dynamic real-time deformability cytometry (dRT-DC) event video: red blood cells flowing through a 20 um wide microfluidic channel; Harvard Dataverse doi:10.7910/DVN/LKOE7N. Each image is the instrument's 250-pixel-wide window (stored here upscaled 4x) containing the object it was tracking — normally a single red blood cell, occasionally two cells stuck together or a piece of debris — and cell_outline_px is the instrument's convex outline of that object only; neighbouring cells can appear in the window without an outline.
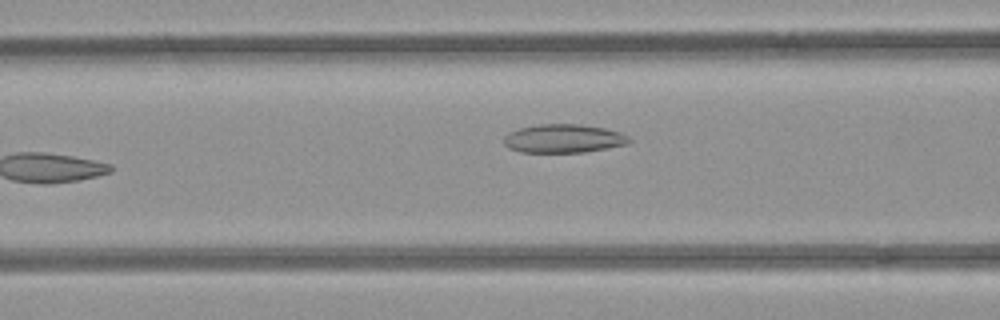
{"species": "common noctule bat (a hibernating species)", "species_latin": "Nyctalus noctula", "temperature_condition": "room temperature", "stored_images_in_passage": 22, "camera_frame_rate_fps": 3000, "um_per_image_px": 0.085, "animal": {"sex": "female", "body_mass_g": 21.9}, "frame": {"image": 1, "passage_image": 7, "time_ms": 2.0, "image_size_px": [1000, 320], "cell_outline_px": [[632, 140], [628, 144], [584, 152], [520, 152], [508, 148], [504, 144], [504, 136], [508, 132], [520, 128], [540, 124], [580, 124], [604, 128], [620, 132], [628, 136]], "centroid_in_image_um": [47.89, 11.77], "position_along_channel_um": 118.7, "area_um2": 20.87}}